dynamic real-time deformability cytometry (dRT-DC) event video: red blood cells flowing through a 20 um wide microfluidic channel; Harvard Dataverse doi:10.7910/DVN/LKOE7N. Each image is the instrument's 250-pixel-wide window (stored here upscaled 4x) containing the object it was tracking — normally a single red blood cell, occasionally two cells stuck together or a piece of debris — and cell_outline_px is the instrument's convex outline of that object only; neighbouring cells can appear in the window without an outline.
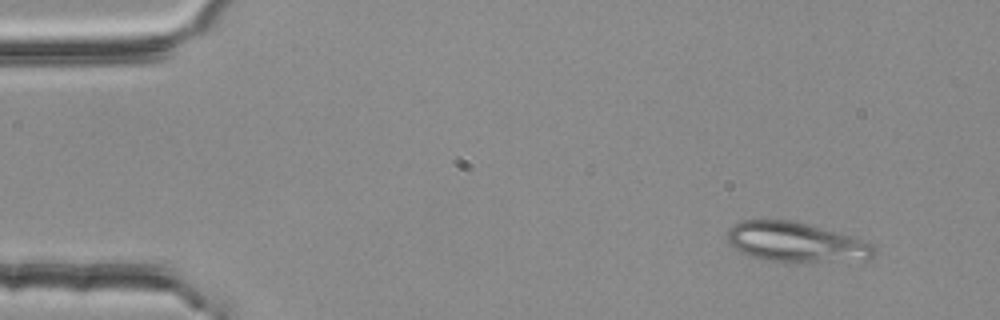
{"species": "common noctule bat (a hibernating species)", "species_latin": "Nyctalus noctula", "temperature_condition": "room temperature", "stored_images_in_passage": 4, "camera_frame_rate_fps": 3000, "um_per_image_px": 0.085, "animal": {"sex": "female", "body_mass_g": 25.1}, "frame": {"image": 1, "passage_image": 2, "time_ms": 0.333, "image_size_px": [1000, 320], "cell_outline_px": [[876, 252], [868, 260], [768, 260], [752, 256], [740, 252], [728, 244], [728, 228], [732, 224], [744, 220], [788, 220], [804, 224], [848, 236], [872, 244], [876, 248]], "centroid_in_image_um": [67.58, 20.57], "position_along_channel_um": 17.4, "area_um2": 32.77}}